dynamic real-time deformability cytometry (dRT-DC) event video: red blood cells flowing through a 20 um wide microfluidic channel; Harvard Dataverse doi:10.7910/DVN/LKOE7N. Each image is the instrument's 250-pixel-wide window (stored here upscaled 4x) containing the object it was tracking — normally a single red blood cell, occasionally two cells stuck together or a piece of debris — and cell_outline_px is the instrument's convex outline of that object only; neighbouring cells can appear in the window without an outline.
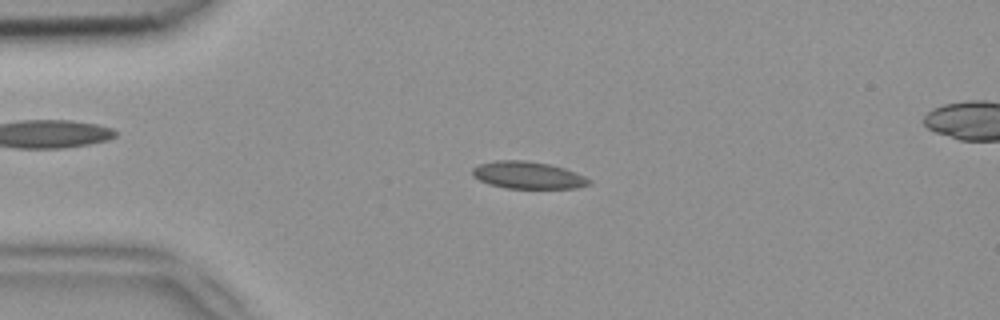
{"species": "common noctule bat (a hibernating species)", "species_latin": "Nyctalus noctula", "temperature_condition": "room temperature", "stored_images_in_passage": 50, "camera_frame_rate_fps": 3000, "um_per_image_px": 0.085, "animal": {"sex": "female", "body_mass_g": 18.4}, "frame": {"image": 1, "passage_image": 11, "time_ms": 3.333, "image_size_px": [1000, 320], "cell_outline_px": [[592, 184], [576, 188], [504, 188], [488, 184], [472, 176], [472, 168], [480, 164], [496, 160], [524, 160], [548, 164], [564, 168], [576, 172], [592, 180]], "centroid_in_image_um": [44.88, 14.89], "position_along_channel_um": 40.1, "area_um2": 18.55}}
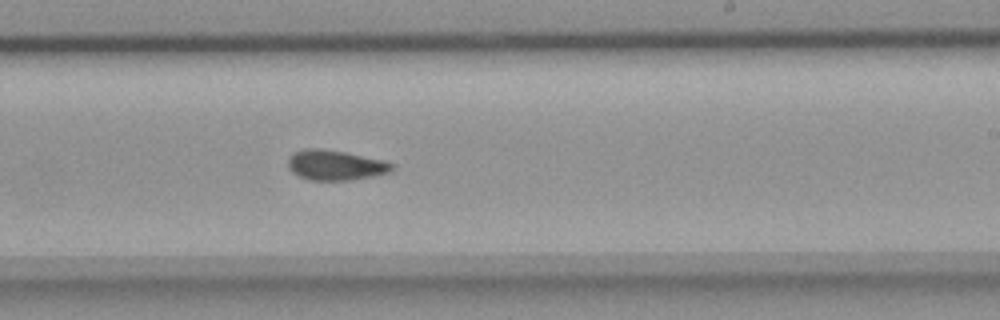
{"frame": {"image": 2, "passage_image": 30, "time_ms": 9.667, "image_size_px": [1000, 320], "cell_outline_px": [[396, 168], [392, 172], [352, 180], [308, 180], [292, 172], [288, 168], [288, 156], [292, 152], [304, 148], [320, 148], [344, 152], [384, 160], [396, 164]], "centroid_in_image_um": [28.52, 14.03], "position_along_channel_um": 260.5, "area_um2": 18.55}}
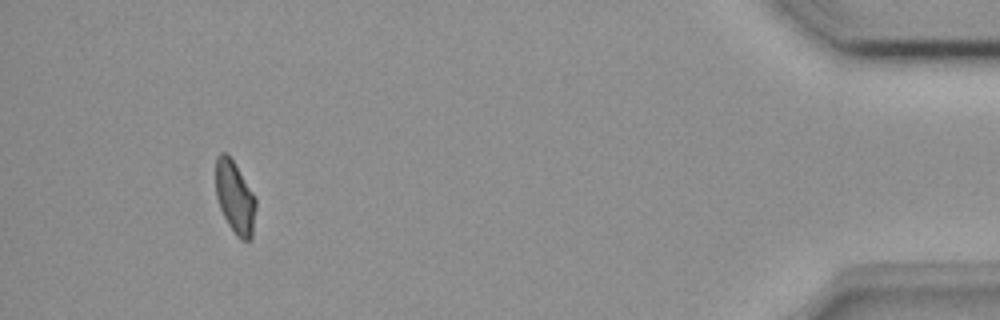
{"frame": {"image": 3, "passage_image": 47, "time_ms": 15.333, "image_size_px": [1000, 320], "cell_outline_px": [[256, 208], [252, 240], [240, 240], [236, 236], [228, 224], [220, 208], [216, 196], [216, 156], [220, 152], [224, 152], [232, 160], [252, 192], [256, 200]], "centroid_in_image_um": [19.97, 16.83], "position_along_channel_um": 415.2, "area_um2": 16.82}, "authors_computed_cell_mechanics": {"area_um2": 17.918, "velocity_mm_per_s": 3.9138, "shape_relaxation_time_tau1_ms": null, "shape_relaxation_time_tau2_ms": 3.666, "deformation_change_tau1": null, "deformation_change_tau2": 0.0664}}